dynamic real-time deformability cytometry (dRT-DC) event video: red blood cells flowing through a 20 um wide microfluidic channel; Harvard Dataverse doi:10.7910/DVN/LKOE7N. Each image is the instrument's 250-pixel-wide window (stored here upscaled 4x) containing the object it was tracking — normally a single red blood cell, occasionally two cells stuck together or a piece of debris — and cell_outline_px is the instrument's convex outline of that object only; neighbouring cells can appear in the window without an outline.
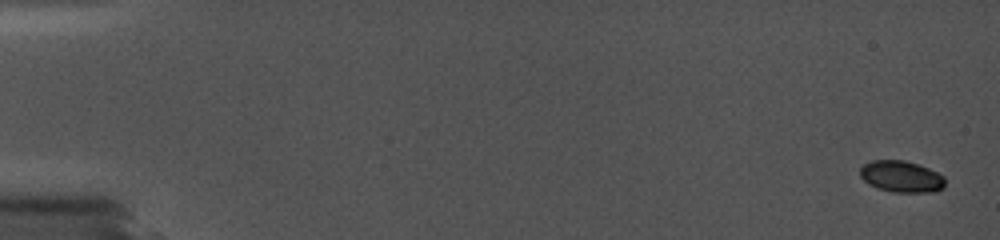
{"species": "common noctule bat (a hibernating species)", "species_latin": "Nyctalus noctula", "temperature_condition": "cold", "stored_images_in_passage": 63, "camera_frame_rate_fps": 5000, "um_per_image_px": 0.085, "animal": {"sex": "female", "body_mass_g": 19.0, "forearm_length_mm": 56.7}, "frame": {"image": 1, "passage_image": 1, "time_ms": 0.0, "image_size_px": [1000, 240], "cell_outline_px": [[944, 188], [936, 192], [892, 192], [876, 188], [868, 184], [860, 176], [860, 168], [864, 164], [872, 160], [904, 160], [928, 168], [944, 176]], "centroid_in_image_um": [76.6, 15.02], "position_along_channel_um": 8.4, "area_um2": 15.66}}
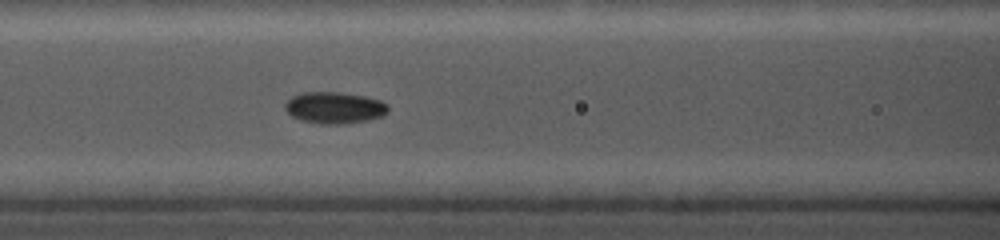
{"frame": {"image": 2, "passage_image": 38, "time_ms": 8.0, "image_size_px": [1000, 240], "cell_outline_px": [[388, 112], [384, 116], [368, 120], [344, 124], [320, 124], [300, 120], [292, 116], [284, 108], [284, 104], [292, 96], [304, 92], [340, 92], [364, 96], [380, 100], [388, 104]], "centroid_in_image_um": [28.44, 9.16], "position_along_channel_um": 138.2, "area_um2": 19.13}}
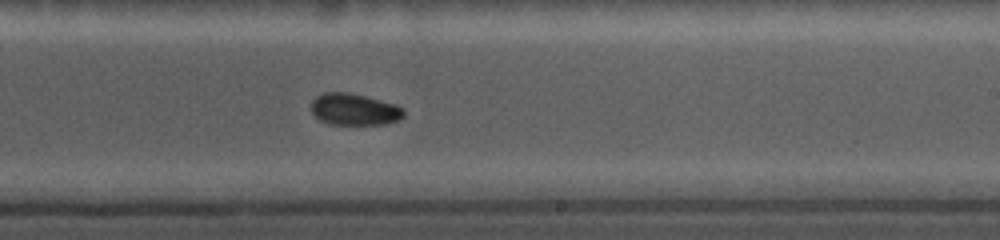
{"frame": {"image": 3, "passage_image": 55, "time_ms": 11.2, "image_size_px": [1000, 240], "cell_outline_px": [[404, 116], [400, 120], [388, 124], [328, 124], [320, 120], [312, 112], [312, 100], [316, 96], [324, 92], [348, 92], [396, 104], [404, 108]], "centroid_in_image_um": [30.14, 9.3], "position_along_channel_um": 258.9, "area_um2": 17.17}}